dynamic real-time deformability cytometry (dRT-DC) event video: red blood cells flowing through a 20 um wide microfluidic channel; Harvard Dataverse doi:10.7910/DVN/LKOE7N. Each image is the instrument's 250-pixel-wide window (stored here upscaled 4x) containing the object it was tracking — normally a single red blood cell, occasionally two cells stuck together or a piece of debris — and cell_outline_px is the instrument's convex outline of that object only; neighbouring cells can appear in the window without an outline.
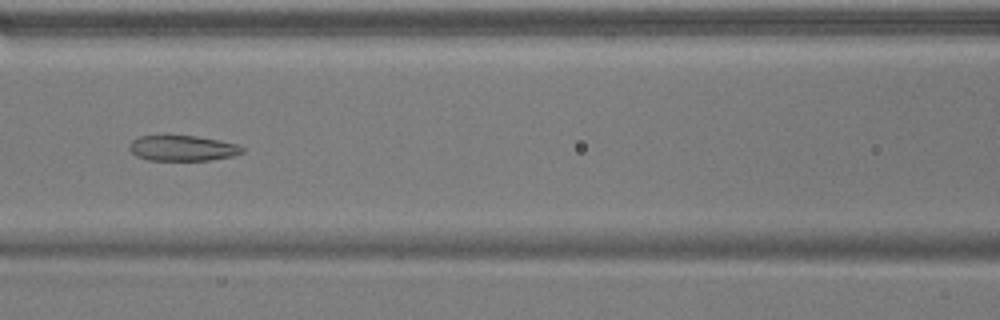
{"species": "common noctule bat (a hibernating species)", "species_latin": "Nyctalus noctula", "temperature_condition": "warm", "stored_images_in_passage": 53, "camera_frame_rate_fps": 3000, "um_per_image_px": 0.085, "animal": {"sex": "male", "body_mass_g": 17.9}, "frame": {"image": 1, "passage_image": 24, "time_ms": 7.667, "image_size_px": [1000, 320], "cell_outline_px": [[244, 152], [232, 156], [208, 160], [148, 160], [136, 156], [128, 148], [128, 144], [132, 140], [140, 136], [196, 136], [220, 140], [236, 144], [244, 148]], "centroid_in_image_um": [15.5, 12.59], "position_along_channel_um": 151.1, "area_um2": 16.7}}
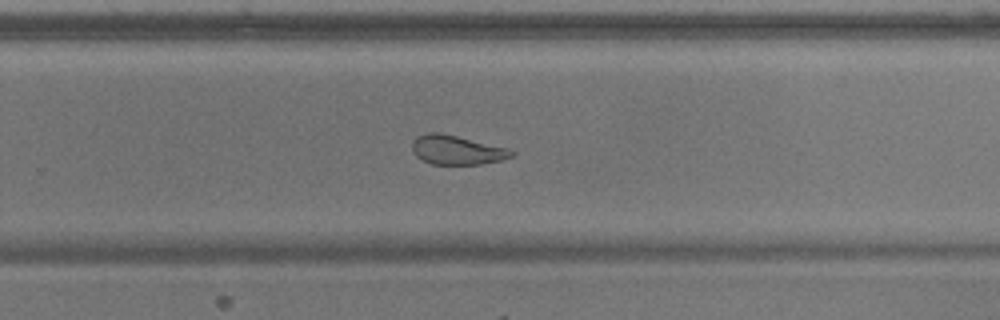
{"frame": {"image": 2, "passage_image": 35, "time_ms": 11.333, "image_size_px": [1000, 320], "cell_outline_px": [[516, 152], [512, 156], [500, 160], [480, 164], [432, 164], [416, 156], [412, 152], [412, 140], [416, 136], [428, 132], [440, 132], [508, 148]], "centroid_in_image_um": [38.79, 12.73], "position_along_channel_um": 291.0, "area_um2": 16.88}}
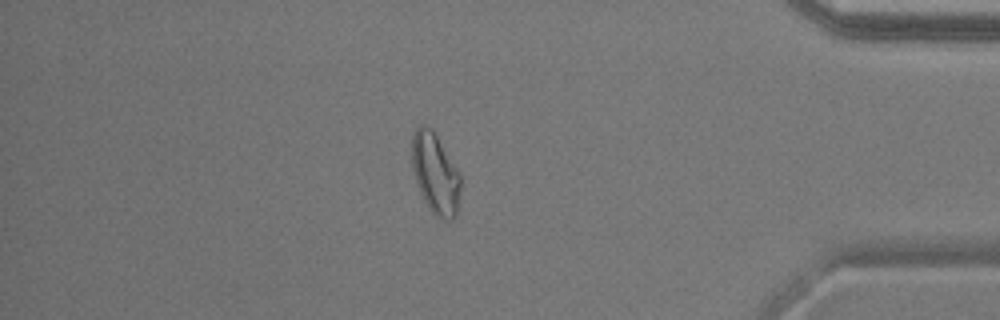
{"frame": {"image": 3, "passage_image": 46, "time_ms": 15.0, "image_size_px": [1000, 320], "cell_outline_px": [[460, 188], [456, 212], [452, 220], [448, 220], [436, 216], [428, 208], [420, 192], [412, 168], [412, 136], [416, 128], [420, 124], [424, 124], [432, 128], [460, 172]], "centroid_in_image_um": [36.99, 14.71], "position_along_channel_um": 398.2, "area_um2": 22.83}, "authors_computed_cell_mechanics": {"area_um2": 21.5016, "velocity_mm_per_s": 3.8276, "shape_relaxation_time_tau1_ms": null, "shape_relaxation_time_tau2_ms": 3.772, "deformation_change_tau1": null, "deformation_change_tau2": 0.1112}}